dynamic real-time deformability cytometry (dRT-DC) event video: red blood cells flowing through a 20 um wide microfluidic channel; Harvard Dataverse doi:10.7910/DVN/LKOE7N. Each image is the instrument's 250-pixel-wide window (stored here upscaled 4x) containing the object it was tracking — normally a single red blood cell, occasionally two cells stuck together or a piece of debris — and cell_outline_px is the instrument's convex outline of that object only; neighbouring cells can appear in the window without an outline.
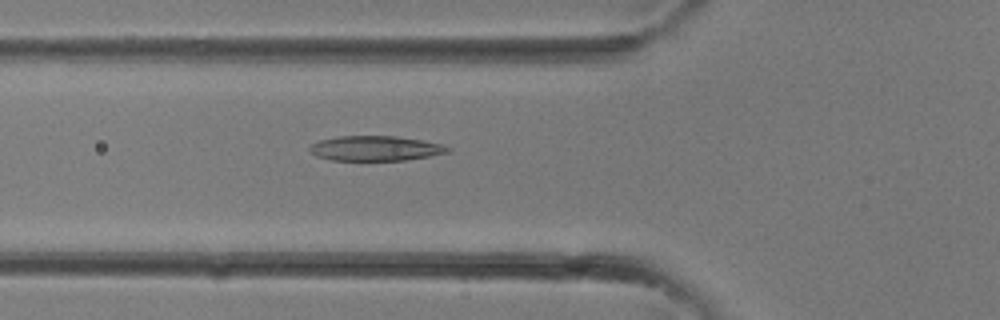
{"species": "common noctule bat (a hibernating species)", "species_latin": "Nyctalus noctula", "temperature_condition": "room temperature", "stored_images_in_passage": 33, "camera_frame_rate_fps": 3000, "um_per_image_px": 0.085, "animal": {"sex": "female"}, "frame": {"image": 1, "passage_image": 12, "time_ms": 3.667, "image_size_px": [1000, 320], "cell_outline_px": [[452, 148], [448, 152], [408, 160], [332, 160], [316, 156], [308, 148], [312, 144], [320, 140], [336, 136], [396, 136], [420, 140], [440, 144]], "centroid_in_image_um": [31.89, 12.61], "position_along_channel_um": 93.9, "area_um2": 19.88}}
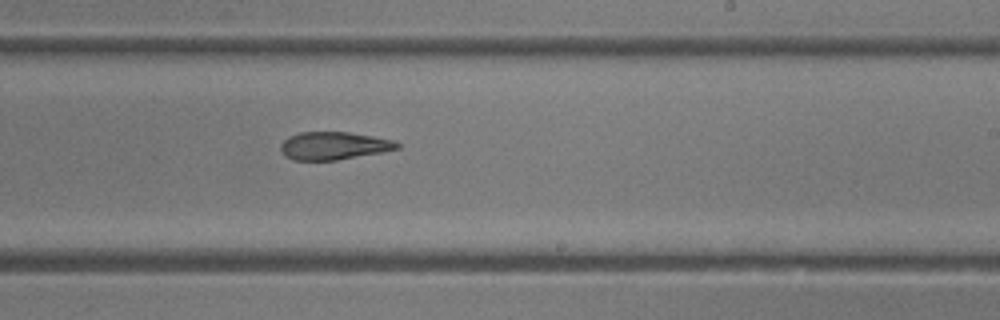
{"frame": {"image": 2, "passage_image": 20, "time_ms": 6.333, "image_size_px": [1000, 320], "cell_outline_px": [[400, 148], [384, 152], [336, 160], [292, 160], [284, 156], [280, 148], [280, 144], [288, 136], [300, 132], [348, 132], [372, 136], [392, 140], [400, 144]], "centroid_in_image_um": [28.35, 12.39], "position_along_channel_um": 260.7, "area_um2": 18.96}}
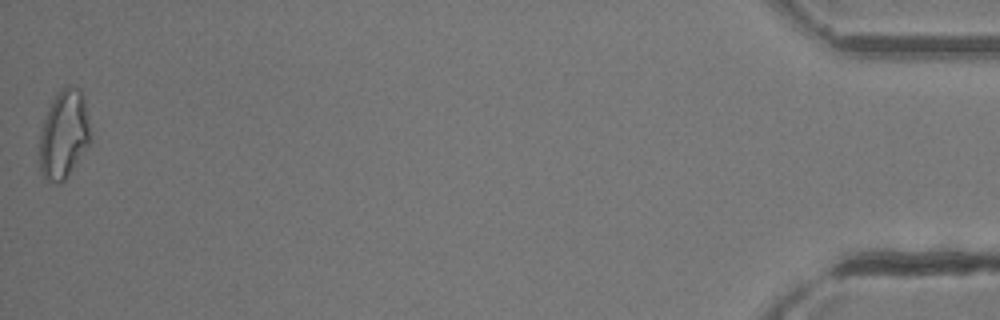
{"frame": {"image": 3, "passage_image": 33, "time_ms": 10.667, "image_size_px": [1000, 320], "cell_outline_px": [[92, 140], [64, 180], [60, 184], [56, 184], [48, 180], [44, 176], [40, 168], [40, 132], [44, 120], [52, 100], [56, 92], [60, 88], [68, 84], [72, 84], [80, 88], [92, 132]], "centroid_in_image_um": [5.45, 11.38], "position_along_channel_um": 429.8, "area_um2": 26.3}}